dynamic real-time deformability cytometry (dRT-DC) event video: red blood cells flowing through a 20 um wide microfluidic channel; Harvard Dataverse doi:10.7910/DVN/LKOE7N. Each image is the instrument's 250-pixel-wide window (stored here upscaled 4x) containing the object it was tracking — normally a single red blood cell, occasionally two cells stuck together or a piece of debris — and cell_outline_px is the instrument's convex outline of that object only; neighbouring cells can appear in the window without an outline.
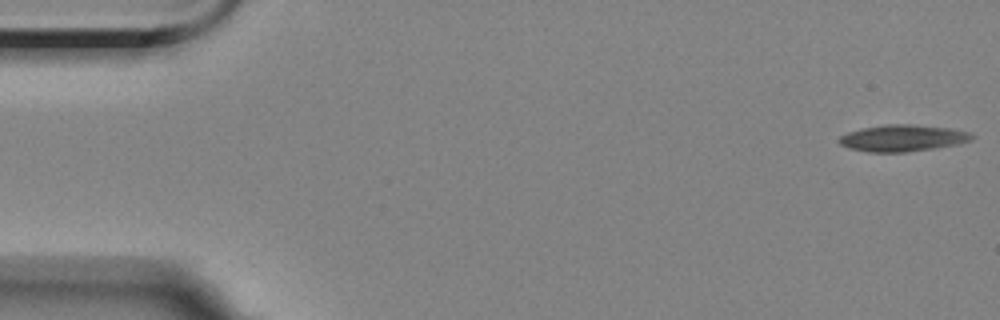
{"species": "Egyptian fruit bat (a non-hibernating species)", "species_latin": "Rousettus aegyptiacus", "temperature_condition": "room temperature", "stored_images_in_passage": 4, "camera_frame_rate_fps": 3000, "um_per_image_px": 0.085, "animal": {"sex": "female"}, "frame": {"image": 1, "passage_image": 1, "time_ms": 0.0, "image_size_px": [1000, 320], "cell_outline_px": [[976, 136], [972, 140], [956, 144], [932, 148], [904, 152], [868, 152], [848, 148], [840, 144], [836, 140], [840, 136], [848, 132], [860, 128], [884, 124], [912, 124], [948, 128], [972, 132]], "centroid_in_image_um": [76.7, 11.73], "position_along_channel_um": 8.3, "area_um2": 20.69}}